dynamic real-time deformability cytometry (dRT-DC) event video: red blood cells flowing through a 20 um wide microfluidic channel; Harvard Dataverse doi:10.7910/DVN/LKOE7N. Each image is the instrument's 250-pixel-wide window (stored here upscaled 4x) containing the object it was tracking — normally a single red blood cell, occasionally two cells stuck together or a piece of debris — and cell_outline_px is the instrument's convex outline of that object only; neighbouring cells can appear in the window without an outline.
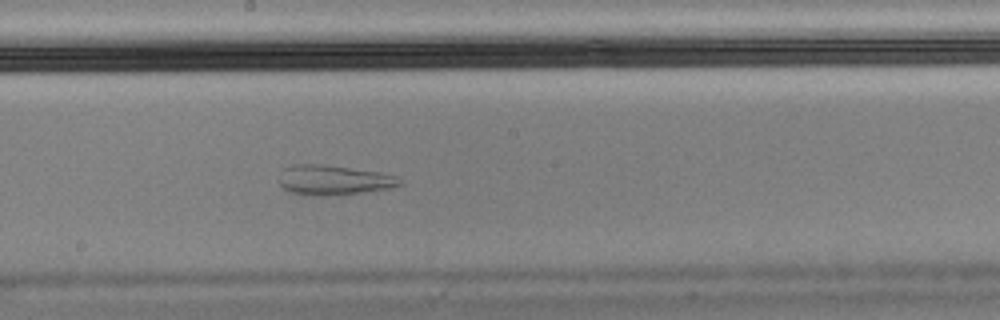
{"species": "Egyptian fruit bat (a non-hibernating species)", "species_latin": "Rousettus aegyptiacus", "temperature_condition": "cold", "stored_images_in_passage": 57, "camera_frame_rate_fps": 3000, "um_per_image_px": 0.085, "animal": {"sex": "male"}, "frame": {"image": 1, "passage_image": 31, "time_ms": 10.0, "image_size_px": [1000, 320], "cell_outline_px": [[404, 184], [388, 188], [360, 192], [324, 196], [312, 196], [288, 192], [280, 184], [280, 172], [284, 168], [292, 164], [320, 164], [380, 172], [396, 176], [404, 180]], "centroid_in_image_um": [28.34, 15.3], "position_along_channel_um": 219.9, "area_um2": 20.98}}
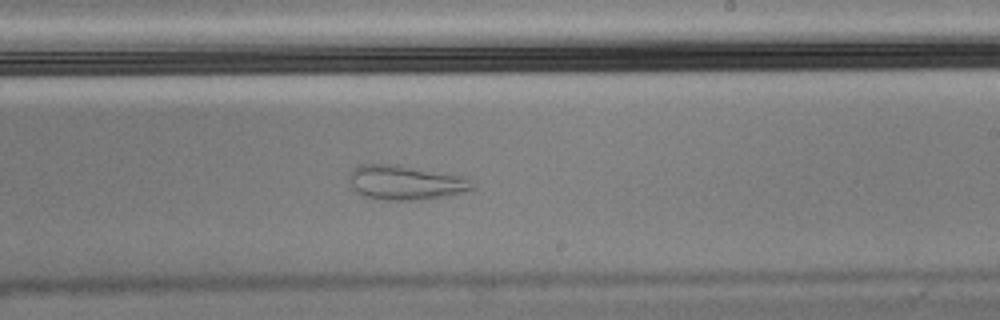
{"frame": {"image": 2, "passage_image": 34, "time_ms": 11.0, "image_size_px": [1000, 320], "cell_outline_px": [[476, 188], [464, 192], [420, 200], [380, 200], [364, 196], [356, 192], [352, 188], [348, 180], [348, 172], [352, 168], [360, 164], [388, 164], [460, 176], [476, 184]], "centroid_in_image_um": [34.37, 15.53], "position_along_channel_um": 254.6, "area_um2": 24.57}}
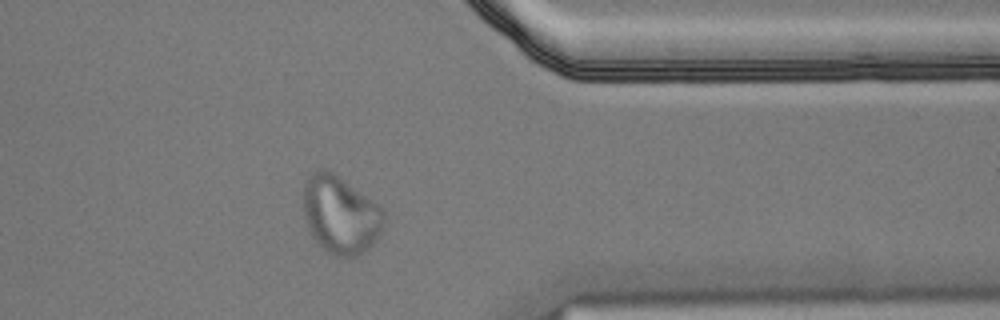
{"frame": {"image": 3, "passage_image": 46, "time_ms": 15.0, "image_size_px": [1000, 320], "cell_outline_px": [[384, 220], [380, 232], [372, 244], [368, 248], [348, 260], [336, 256], [328, 252], [312, 236], [308, 228], [304, 216], [304, 184], [308, 176], [312, 172], [324, 168], [332, 172], [376, 204], [384, 212]], "centroid_in_image_um": [28.9, 18.28], "position_along_channel_um": 382.5, "area_um2": 35.89}}